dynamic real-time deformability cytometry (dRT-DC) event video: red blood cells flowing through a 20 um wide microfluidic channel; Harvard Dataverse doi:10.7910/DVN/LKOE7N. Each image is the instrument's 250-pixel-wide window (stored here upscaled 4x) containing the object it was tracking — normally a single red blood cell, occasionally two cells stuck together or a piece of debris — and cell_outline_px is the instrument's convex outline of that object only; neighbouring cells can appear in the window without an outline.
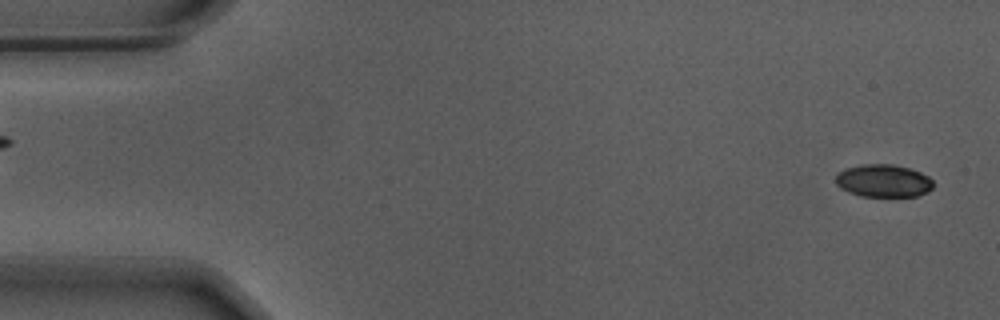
{"species": "Egyptian fruit bat (a non-hibernating species)", "species_latin": "Rousettus aegyptiacus", "temperature_condition": "warm", "stored_images_in_passage": 55, "camera_frame_rate_fps": 3000, "um_per_image_px": 0.085, "animal": {"sex": "male"}, "frame": {"image": 1, "passage_image": 2, "time_ms": 0.333, "image_size_px": [1000, 320], "cell_outline_px": [[932, 188], [916, 196], [860, 196], [848, 192], [840, 188], [836, 184], [836, 176], [844, 168], [864, 164], [892, 164], [908, 168], [920, 172], [928, 176], [932, 180]], "centroid_in_image_um": [75.05, 15.36], "position_along_channel_um": 9.9, "area_um2": 18.44}}
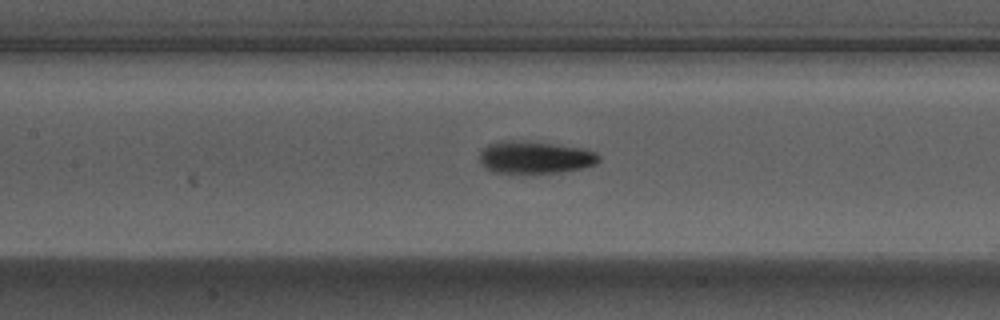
{"frame": {"image": 2, "passage_image": 25, "time_ms": 8.0, "image_size_px": [1000, 320], "cell_outline_px": [[600, 160], [596, 164], [580, 168], [560, 172], [536, 176], [492, 172], [484, 168], [480, 160], [480, 152], [488, 144], [496, 140], [508, 140], [552, 144], [580, 148], [596, 152], [600, 156]], "centroid_in_image_um": [45.42, 13.42], "position_along_channel_um": 162.0, "area_um2": 23.12}}
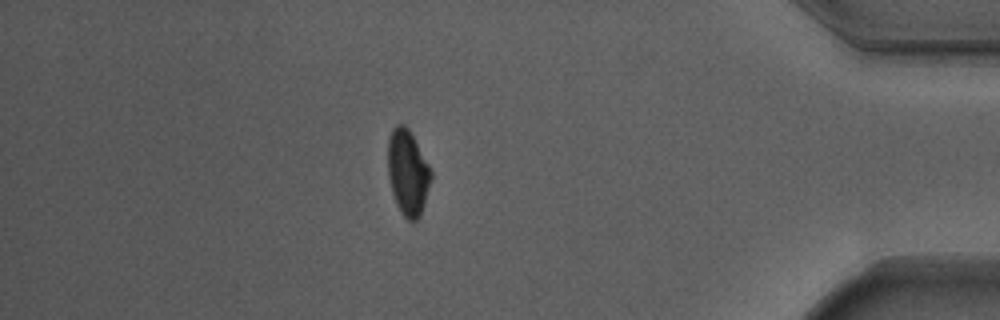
{"frame": {"image": 3, "passage_image": 48, "time_ms": 15.667, "image_size_px": [1000, 320], "cell_outline_px": [[432, 176], [424, 204], [420, 216], [416, 220], [408, 220], [400, 212], [396, 204], [392, 192], [388, 176], [388, 140], [392, 128], [396, 124], [404, 124], [408, 128], [428, 164], [432, 172]], "centroid_in_image_um": [34.64, 14.66], "position_along_channel_um": 400.6, "area_um2": 21.33}, "authors_computed_cell_mechanics": {"area_um2": 21.4438, "velocity_mm_per_s": 3.6883, "shape_relaxation_time_tau1_ms": 3.3194, "shape_relaxation_time_tau2_ms": 3.9271, "deformation_change_tau1": 0.1396, "deformation_change_tau2": 0.1053}}